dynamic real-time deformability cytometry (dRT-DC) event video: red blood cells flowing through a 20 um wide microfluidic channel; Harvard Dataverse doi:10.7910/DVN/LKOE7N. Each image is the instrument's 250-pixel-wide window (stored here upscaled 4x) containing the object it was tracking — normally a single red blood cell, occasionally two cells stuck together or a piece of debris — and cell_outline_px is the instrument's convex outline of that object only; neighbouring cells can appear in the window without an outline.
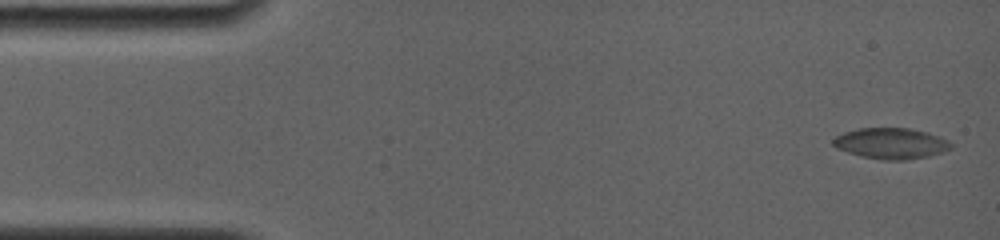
{"species": "common noctule bat (a hibernating species)", "species_latin": "Nyctalus noctula", "temperature_condition": "room temperature", "stored_images_in_passage": 6, "camera_frame_rate_fps": 4000, "um_per_image_px": 0.085, "animal": {"sex": "female", "body_mass_g": 19.0, "forearm_length_mm": 56.7}, "frame": {"image": 1, "passage_image": 1, "time_ms": 0.0, "image_size_px": [1000, 240], "cell_outline_px": [[952, 148], [928, 156], [904, 160], [884, 160], [860, 156], [836, 148], [832, 144], [832, 140], [836, 136], [844, 132], [860, 128], [908, 128], [928, 132], [940, 136], [948, 140], [952, 144]], "centroid_in_image_um": [75.73, 12.18], "position_along_channel_um": 9.3, "area_um2": 21.21}}